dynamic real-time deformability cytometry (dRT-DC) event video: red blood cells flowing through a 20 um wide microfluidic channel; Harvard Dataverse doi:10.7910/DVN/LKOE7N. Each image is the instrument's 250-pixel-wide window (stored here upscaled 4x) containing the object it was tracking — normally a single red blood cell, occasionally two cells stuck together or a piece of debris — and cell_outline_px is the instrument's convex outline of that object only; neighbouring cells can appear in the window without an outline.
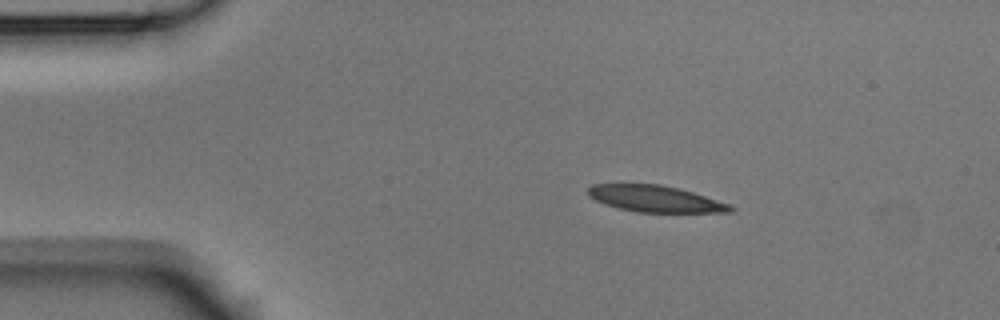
{"species": "Egyptian fruit bat (a non-hibernating species)", "species_latin": "Rousettus aegyptiacus", "temperature_condition": "room temperature", "stored_images_in_passage": 6, "camera_frame_rate_fps": 3000, "um_per_image_px": 0.085, "animal": {"sex": "male"}, "frame": {"image": 1, "passage_image": 2, "time_ms": 0.333, "image_size_px": [1000, 320], "cell_outline_px": [[736, 208], [732, 212], [636, 212], [604, 204], [588, 196], [588, 188], [592, 184], [660, 184], [680, 188], [728, 204]], "centroid_in_image_um": [55.67, 16.89], "position_along_channel_um": 29.3, "area_um2": 21.79}}
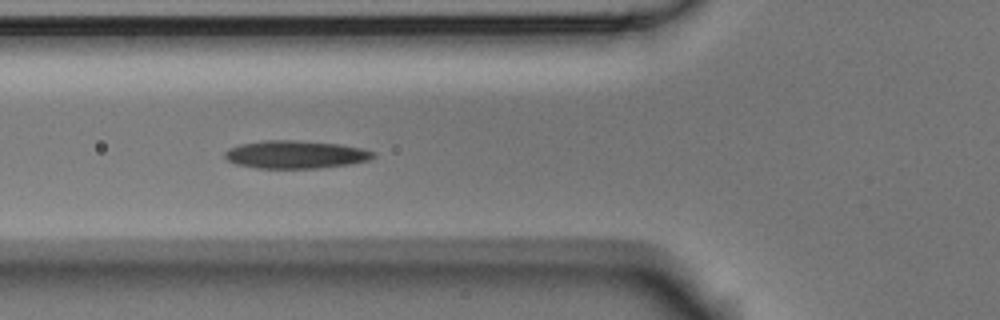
{"frame": {"image": 2, "passage_image": 5, "time_ms": 1.333, "image_size_px": [1000, 320], "cell_outline_px": [[376, 156], [368, 160], [352, 164], [320, 168], [256, 168], [236, 164], [228, 160], [224, 156], [224, 152], [228, 148], [240, 144], [260, 140], [296, 140], [340, 144], [360, 148], [376, 152]], "centroid_in_image_um": [25.12, 13.13], "position_along_channel_um": 100.7, "area_um2": 24.33}}
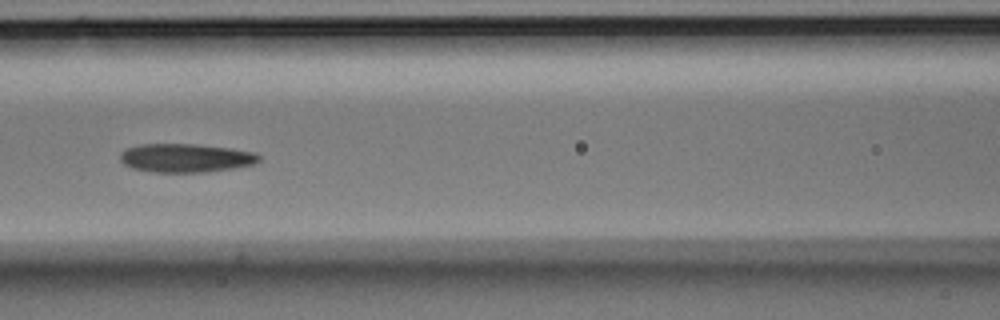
{"frame": {"image": 3, "passage_image": 6, "time_ms": 1.667, "image_size_px": [1000, 320], "cell_outline_px": [[260, 160], [252, 164], [232, 168], [204, 172], [152, 172], [132, 168], [124, 164], [120, 160], [120, 152], [124, 148], [140, 144], [196, 144], [232, 148], [256, 152], [260, 156]], "centroid_in_image_um": [15.75, 13.41], "position_along_channel_um": 150.8, "area_um2": 23.29}}